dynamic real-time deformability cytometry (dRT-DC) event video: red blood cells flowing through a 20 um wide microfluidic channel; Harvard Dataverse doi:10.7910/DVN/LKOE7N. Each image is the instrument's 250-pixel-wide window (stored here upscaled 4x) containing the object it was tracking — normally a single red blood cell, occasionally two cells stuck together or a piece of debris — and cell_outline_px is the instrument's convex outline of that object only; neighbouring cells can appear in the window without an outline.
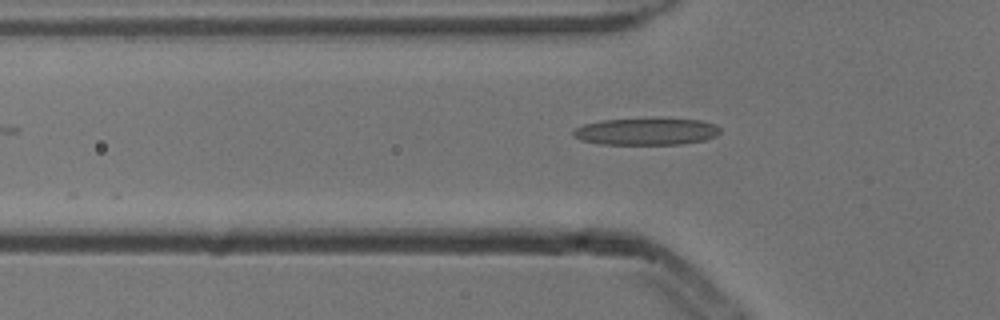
{"species": "common noctule bat (a hibernating species)", "species_latin": "Nyctalus noctula", "temperature_condition": "cold", "stored_images_in_passage": 4, "camera_frame_rate_fps": 3000, "um_per_image_px": 0.085, "animal": {"sex": "male", "body_mass_g": 13.3}, "frame": {"image": 1, "passage_image": 4, "time_ms": 1.0, "image_size_px": [1000, 320], "cell_outline_px": [[720, 132], [716, 136], [704, 140], [680, 144], [600, 144], [580, 140], [572, 136], [572, 132], [576, 128], [584, 124], [600, 120], [656, 116], [660, 116], [700, 120], [716, 124], [720, 128]], "centroid_in_image_um": [54.94, 11.13], "position_along_channel_um": 70.9, "area_um2": 24.1}}